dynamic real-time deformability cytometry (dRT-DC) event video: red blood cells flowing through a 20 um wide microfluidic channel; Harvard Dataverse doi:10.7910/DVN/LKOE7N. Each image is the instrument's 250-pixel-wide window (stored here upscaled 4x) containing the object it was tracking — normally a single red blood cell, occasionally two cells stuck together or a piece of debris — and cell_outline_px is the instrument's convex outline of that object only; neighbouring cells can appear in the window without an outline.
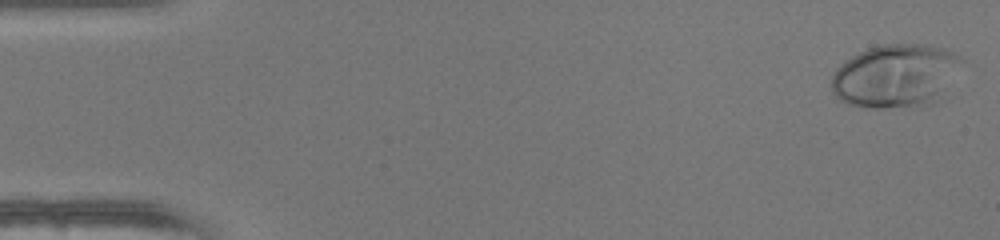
{"species": "human", "species_latin": "Homo sapiens", "temperature_condition": "warm", "stored_images_in_passage": 49, "camera_frame_rate_fps": 3000, "um_per_image_px": 0.085, "donor": {"sex": "female"}, "frame": {"image": 1, "passage_image": 1, "time_ms": 0.0, "image_size_px": [1000, 240], "cell_outline_px": [[964, 60], [936, 104], [920, 108], [872, 108], [848, 104], [840, 100], [832, 92], [832, 76], [836, 68], [852, 56], [868, 48], [880, 44], [928, 44], [944, 48], [960, 56]], "centroid_in_image_um": [76.15, 6.47], "position_along_channel_um": 8.9, "area_um2": 48.61}}
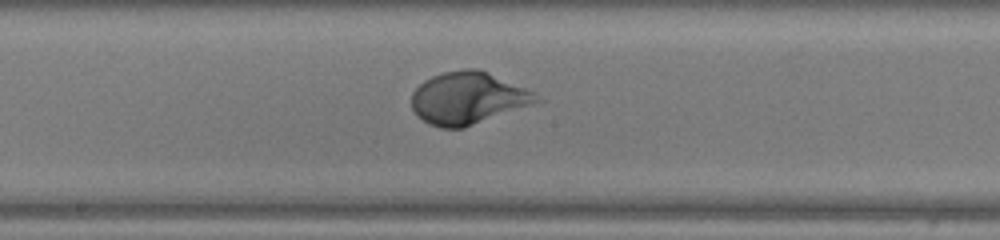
{"frame": {"image": 2, "passage_image": 26, "time_ms": 8.333, "image_size_px": [1000, 240], "cell_outline_px": [[544, 100], [464, 128], [440, 128], [428, 124], [416, 116], [412, 108], [412, 92], [424, 80], [432, 76], [444, 72], [464, 68], [480, 68], [524, 88], [532, 92]], "centroid_in_image_um": [39.74, 8.34], "position_along_channel_um": 208.5, "area_um2": 37.97}}
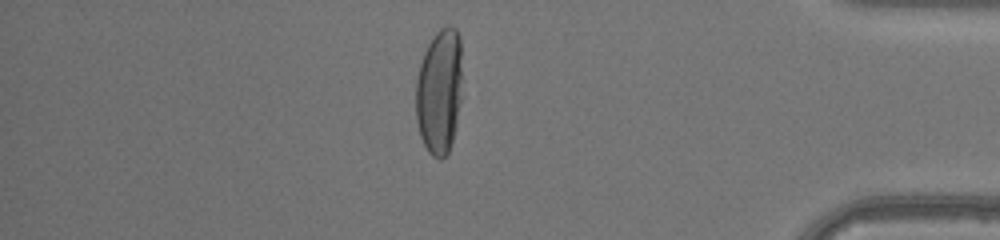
{"frame": {"image": 3, "passage_image": 42, "time_ms": 13.667, "image_size_px": [1000, 240], "cell_outline_px": [[460, 100], [456, 124], [452, 140], [448, 152], [440, 160], [432, 156], [428, 152], [420, 136], [416, 120], [416, 80], [420, 64], [424, 52], [428, 44], [436, 32], [440, 28], [448, 24], [456, 28], [460, 36]], "centroid_in_image_um": [37.32, 7.76], "position_along_channel_um": 397.9, "area_um2": 33.76}, "authors_computed_cell_mechanics": {"area_um2": 37.3388, "velocity_mm_per_s": 4.2166, "shape_relaxation_time_tau1_ms": 3.1699, "shape_relaxation_time_tau2_ms": null, "deformation_change_tau1": 0.2262, "deformation_change_tau2": null}}